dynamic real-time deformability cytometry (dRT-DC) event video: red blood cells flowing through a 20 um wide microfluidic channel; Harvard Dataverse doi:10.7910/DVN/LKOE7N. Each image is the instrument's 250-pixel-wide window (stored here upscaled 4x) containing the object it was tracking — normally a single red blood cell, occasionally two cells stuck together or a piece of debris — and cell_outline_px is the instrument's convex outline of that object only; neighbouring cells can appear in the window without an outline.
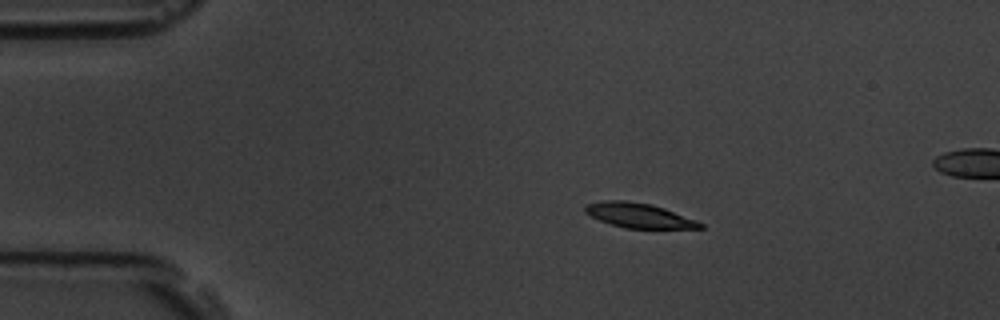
{"species": "common noctule bat (a hibernating species)", "species_latin": "Nyctalus noctula", "temperature_condition": "room temperature", "stored_images_in_passage": 9, "camera_frame_rate_fps": 3000, "um_per_image_px": 0.085, "animal": {"sex": "male", "body_mass_g": 19.5, "forearm_length_mm": 54.6}, "frame": {"image": 1, "passage_image": 3, "time_ms": 0.667, "image_size_px": [1000, 320], "cell_outline_px": [[704, 228], [624, 228], [600, 220], [584, 212], [584, 204], [600, 200], [624, 200], [652, 204], [664, 208], [696, 220], [704, 224]], "centroid_in_image_um": [54.27, 18.29], "position_along_channel_um": 30.7, "area_um2": 16.53}}
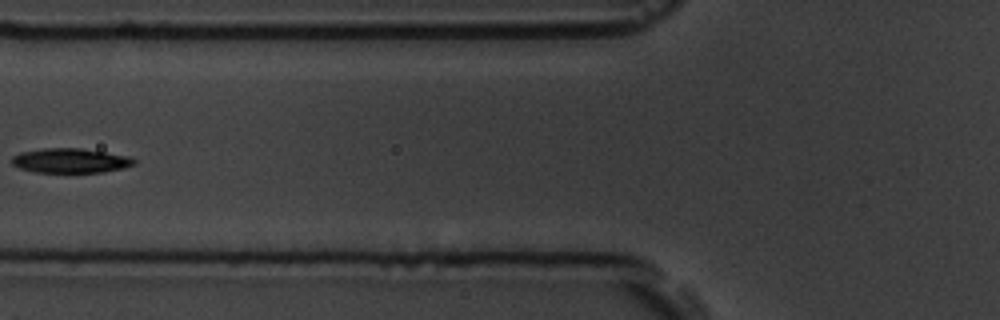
{"frame": {"image": 2, "passage_image": 6, "time_ms": 1.667, "image_size_px": [1000, 320], "cell_outline_px": [[136, 164], [120, 168], [100, 172], [36, 172], [20, 168], [12, 164], [12, 156], [20, 152], [44, 148], [80, 148], [128, 156], [136, 160]], "centroid_in_image_um": [5.96, 13.64], "position_along_channel_um": 119.8, "area_um2": 17.28}}
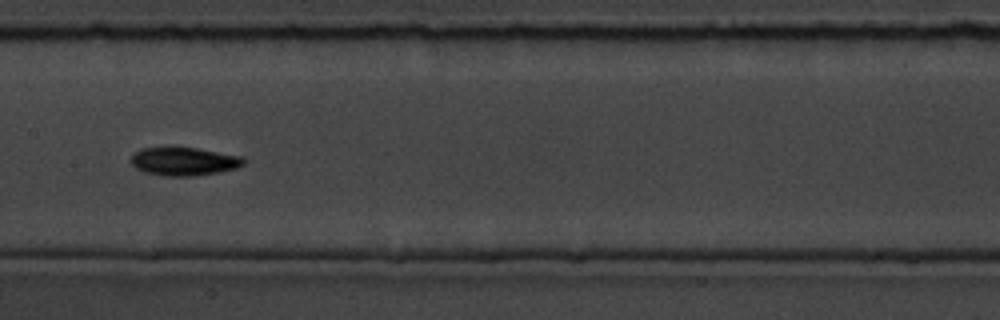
{"frame": {"image": 3, "passage_image": 8, "time_ms": 2.333, "image_size_px": [1000, 320], "cell_outline_px": [[244, 164], [236, 168], [220, 172], [192, 176], [164, 176], [144, 172], [136, 168], [132, 164], [132, 156], [140, 148], [168, 144], [172, 144], [196, 148], [240, 156], [244, 160]], "centroid_in_image_um": [15.57, 13.67], "position_along_channel_um": 191.8, "area_um2": 19.13}}